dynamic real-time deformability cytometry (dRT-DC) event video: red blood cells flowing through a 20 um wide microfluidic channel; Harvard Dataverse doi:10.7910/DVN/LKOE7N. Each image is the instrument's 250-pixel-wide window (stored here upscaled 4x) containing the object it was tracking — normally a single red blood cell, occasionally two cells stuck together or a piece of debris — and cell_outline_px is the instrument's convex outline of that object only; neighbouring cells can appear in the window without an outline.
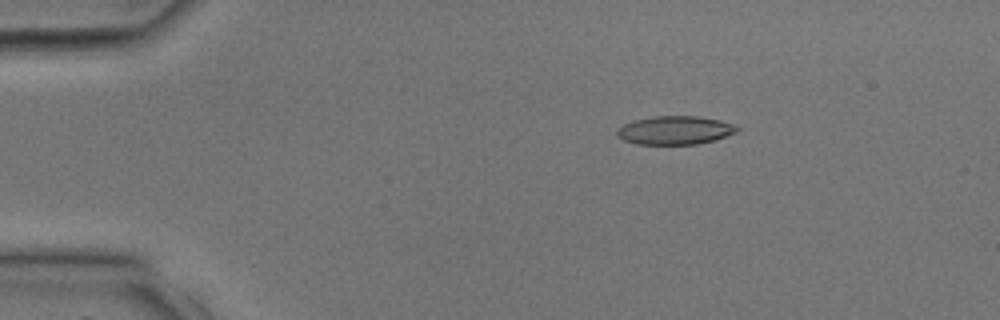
{"species": "common noctule bat (a hibernating species)", "species_latin": "Nyctalus noctula", "temperature_condition": "room temperature", "stored_images_in_passage": 34, "camera_frame_rate_fps": 3000, "um_per_image_px": 0.085, "animal": {"sex": "male", "body_mass_g": 17.9, "forearm_length_mm": 54.2}, "frame": {"image": 1, "passage_image": 6, "time_ms": 1.667, "image_size_px": [1000, 320], "cell_outline_px": [[740, 128], [736, 132], [716, 140], [696, 144], [636, 144], [624, 140], [616, 136], [616, 132], [624, 124], [636, 120], [652, 116], [696, 116], [720, 120], [736, 124]], "centroid_in_image_um": [57.41, 11.07], "position_along_channel_um": 27.6, "area_um2": 19.94}}
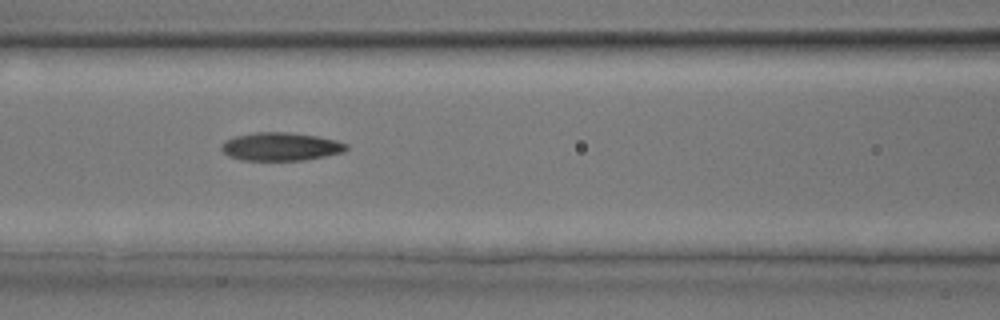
{"frame": {"image": 2, "passage_image": 15, "time_ms": 4.667, "image_size_px": [1000, 320], "cell_outline_px": [[348, 148], [344, 152], [304, 160], [240, 160], [228, 156], [220, 148], [220, 144], [224, 140], [236, 136], [256, 132], [288, 132], [316, 136], [336, 140], [348, 144]], "centroid_in_image_um": [23.84, 12.46], "position_along_channel_um": 142.8, "area_um2": 20.58}}
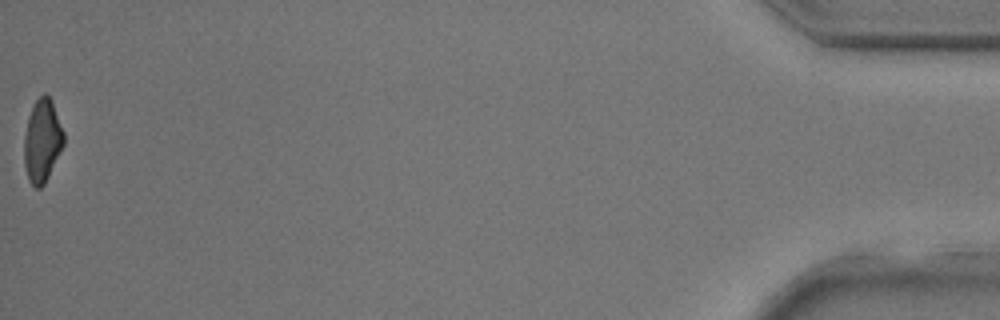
{"frame": {"image": 3, "passage_image": 34, "time_ms": 11.0, "image_size_px": [1000, 320], "cell_outline_px": [[64, 144], [44, 184], [40, 188], [36, 188], [28, 180], [24, 164], [24, 136], [28, 116], [36, 100], [44, 92], [52, 100], [64, 132]], "centroid_in_image_um": [3.58, 11.95], "position_along_channel_um": 431.6, "area_um2": 19.07}}